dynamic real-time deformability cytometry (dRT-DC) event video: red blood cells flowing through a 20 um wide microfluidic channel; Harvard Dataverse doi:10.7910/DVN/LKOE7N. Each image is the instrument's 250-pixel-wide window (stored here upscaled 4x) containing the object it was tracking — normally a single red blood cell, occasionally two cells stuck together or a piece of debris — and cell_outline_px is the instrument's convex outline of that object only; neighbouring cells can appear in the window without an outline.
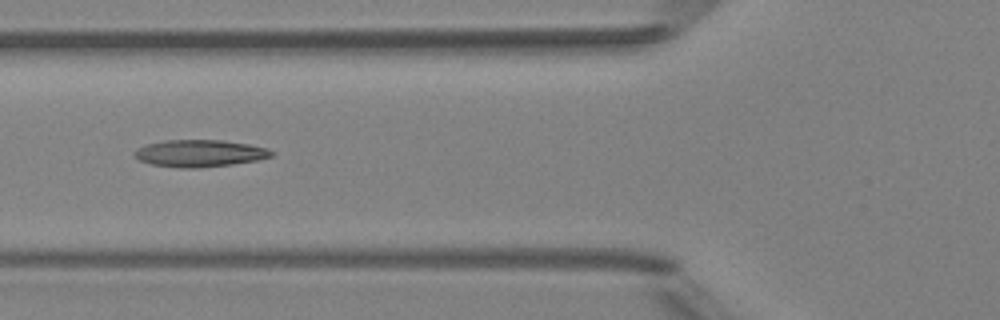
{"species": "Egyptian fruit bat (a non-hibernating species)", "species_latin": "Rousettus aegyptiacus", "temperature_condition": "room temperature", "stored_images_in_passage": 6, "camera_frame_rate_fps": 3000, "um_per_image_px": 0.085, "animal": {"sex": "female"}, "frame": {"image": 1, "passage_image": 6, "time_ms": 5.667, "image_size_px": [1000, 320], "cell_outline_px": [[272, 156], [256, 160], [232, 164], [200, 168], [180, 168], [152, 164], [140, 160], [132, 152], [136, 148], [148, 144], [164, 140], [224, 140], [248, 144], [268, 148], [272, 152]], "centroid_in_image_um": [16.96, 13.03], "position_along_channel_um": 108.8, "area_um2": 21.5}}